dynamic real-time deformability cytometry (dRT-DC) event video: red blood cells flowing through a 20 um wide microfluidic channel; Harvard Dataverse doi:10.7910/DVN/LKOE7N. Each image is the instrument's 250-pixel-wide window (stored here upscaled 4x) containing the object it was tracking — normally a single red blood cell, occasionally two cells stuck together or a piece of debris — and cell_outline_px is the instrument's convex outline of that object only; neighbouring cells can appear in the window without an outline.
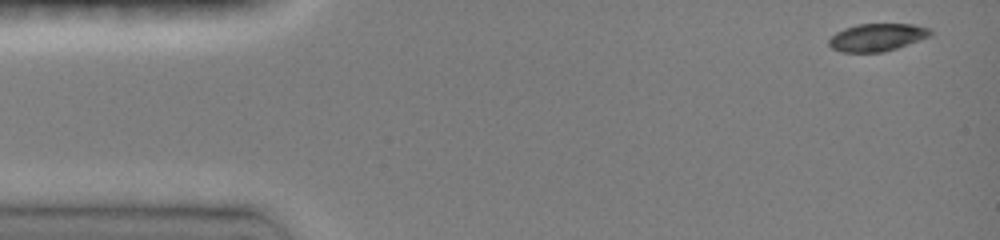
{"species": "common noctule bat (a hibernating species)", "species_latin": "Nyctalus noctula", "temperature_condition": "room temperature", "stored_images_in_passage": 13, "camera_frame_rate_fps": 3000, "um_per_image_px": 0.085, "animal": {"sex": "female", "body_mass_g": 19.0, "forearm_length_mm": 51.5}, "frame": {"image": 1, "passage_image": 1, "time_ms": 0.0, "image_size_px": [1000, 240], "cell_outline_px": [[932, 36], [884, 52], [840, 52], [832, 48], [828, 44], [828, 40], [836, 32], [844, 28], [856, 24], [912, 24], [932, 28]], "centroid_in_image_um": [74.56, 3.17], "position_along_channel_um": 10.4, "area_um2": 16.47}}
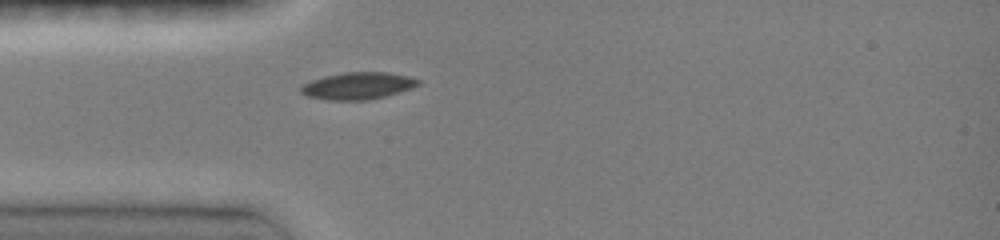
{"frame": {"image": 2, "passage_image": 10, "time_ms": 3.667, "image_size_px": [1000, 240], "cell_outline_px": [[420, 84], [412, 88], [400, 92], [368, 100], [328, 100], [308, 96], [300, 92], [300, 88], [304, 84], [312, 80], [324, 76], [344, 72], [388, 72], [408, 76], [420, 80]], "centroid_in_image_um": [30.43, 7.29], "position_along_channel_um": 54.6, "area_um2": 18.44}}